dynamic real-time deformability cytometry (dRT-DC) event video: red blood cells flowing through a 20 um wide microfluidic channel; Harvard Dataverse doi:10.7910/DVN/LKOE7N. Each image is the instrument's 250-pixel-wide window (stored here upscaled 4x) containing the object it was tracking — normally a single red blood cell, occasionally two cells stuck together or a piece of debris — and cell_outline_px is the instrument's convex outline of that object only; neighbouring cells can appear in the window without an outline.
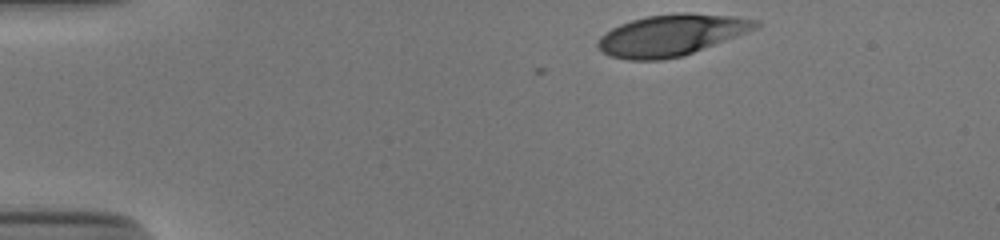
{"species": "human", "species_latin": "Homo sapiens", "temperature_condition": "cold", "stored_images_in_passage": 36, "camera_frame_rate_fps": 3000, "um_per_image_px": 0.085, "donor": {"sex": "male"}, "frame": {"image": 1, "passage_image": 1, "time_ms": 0.0, "image_size_px": [1000, 240], "cell_outline_px": [[760, 28], [684, 56], [660, 60], [628, 60], [608, 56], [600, 52], [596, 44], [600, 36], [604, 32], [620, 24], [644, 16], [676, 12], [684, 12], [732, 16], [760, 20]], "centroid_in_image_um": [57.07, 2.99], "position_along_channel_um": 27.9, "area_um2": 38.61}}
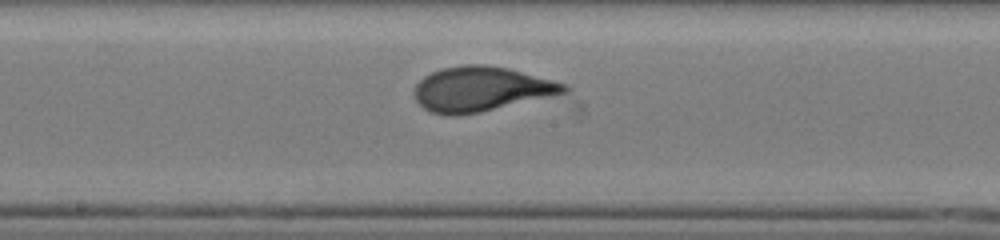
{"frame": {"image": 2, "passage_image": 21, "time_ms": 6.667, "image_size_px": [1000, 240], "cell_outline_px": [[572, 88], [568, 92], [480, 112], [460, 116], [448, 116], [428, 112], [416, 100], [416, 84], [424, 76], [440, 68], [464, 64], [484, 64], [508, 68], [568, 84]], "centroid_in_image_um": [40.9, 7.57], "position_along_channel_um": 207.3, "area_um2": 39.13}}
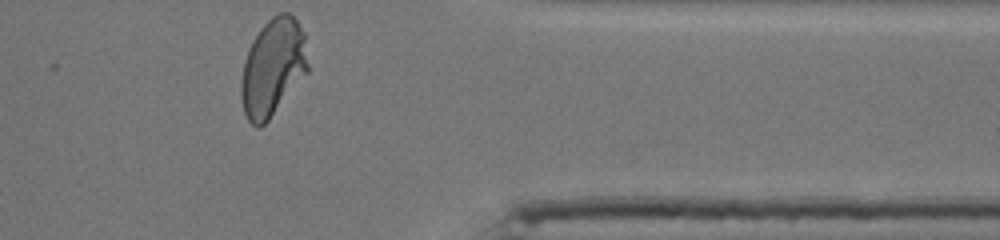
{"frame": {"image": 3, "passage_image": 36, "time_ms": 11.667, "image_size_px": [1000, 240], "cell_outline_px": [[308, 72], [268, 120], [260, 128], [256, 128], [248, 120], [244, 112], [240, 96], [240, 84], [244, 60], [248, 48], [252, 40], [260, 28], [272, 16], [280, 12], [288, 12], [296, 20], [304, 32], [308, 64]], "centroid_in_image_um": [23.17, 5.73], "position_along_channel_um": 388.2, "area_um2": 38.03}, "authors_computed_cell_mechanics": {"area_um2": 38.4081, "velocity_mm_per_s": 3.8622, "shape_relaxation_time_tau1_ms": 5.1191, "shape_relaxation_time_tau2_ms": null, "deformation_change_tau1": 0.2226, "deformation_change_tau2": null}}